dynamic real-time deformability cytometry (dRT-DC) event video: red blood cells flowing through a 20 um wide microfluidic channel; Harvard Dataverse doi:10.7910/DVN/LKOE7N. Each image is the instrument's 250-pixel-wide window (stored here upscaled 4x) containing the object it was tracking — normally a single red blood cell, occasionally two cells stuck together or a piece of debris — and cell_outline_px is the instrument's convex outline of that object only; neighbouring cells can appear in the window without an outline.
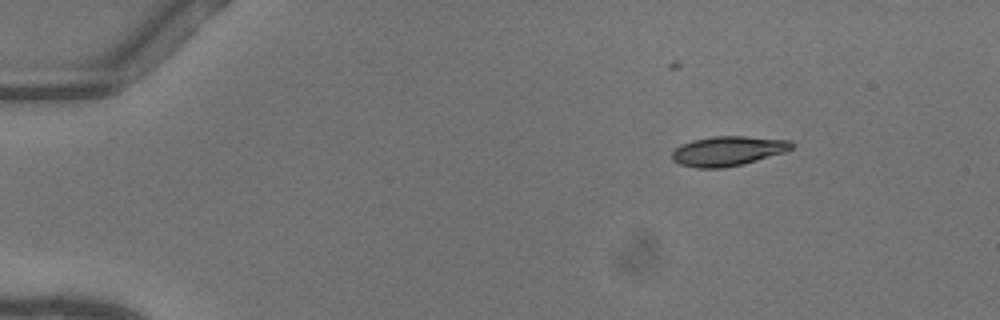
{"species": "common noctule bat (a hibernating species)", "species_latin": "Nyctalus noctula", "temperature_condition": "warm", "stored_images_in_passage": 45, "camera_frame_rate_fps": 3000, "um_per_image_px": 0.085, "animal": {"sex": "female"}, "frame": {"image": 1, "passage_image": 1, "time_ms": 0.0, "image_size_px": [1000, 320], "cell_outline_px": [[792, 148], [784, 152], [756, 160], [740, 164], [720, 168], [696, 168], [680, 164], [672, 160], [672, 152], [676, 148], [692, 140], [712, 136], [744, 136], [792, 140]], "centroid_in_image_um": [61.85, 12.82], "position_along_channel_um": 23.1, "area_um2": 20.4}}
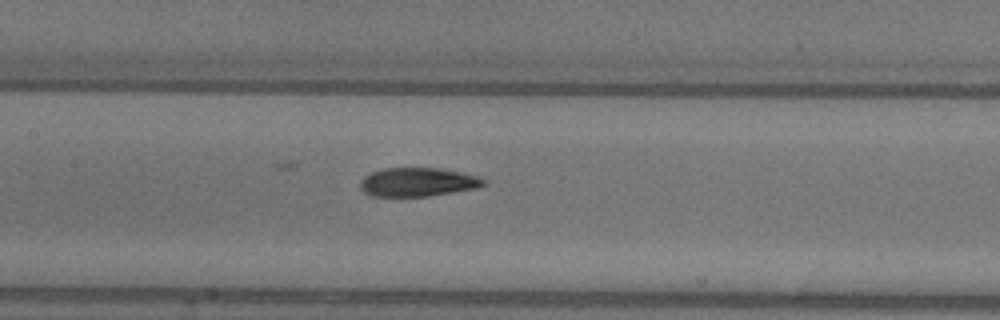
{"frame": {"image": 2, "passage_image": 19, "time_ms": 6.0, "image_size_px": [1000, 320], "cell_outline_px": [[484, 184], [476, 188], [428, 196], [372, 196], [364, 192], [360, 188], [360, 180], [364, 176], [372, 172], [384, 168], [440, 168], [460, 172], [476, 176], [484, 180]], "centroid_in_image_um": [35.45, 15.47], "position_along_channel_um": 171.9, "area_um2": 20.46}}
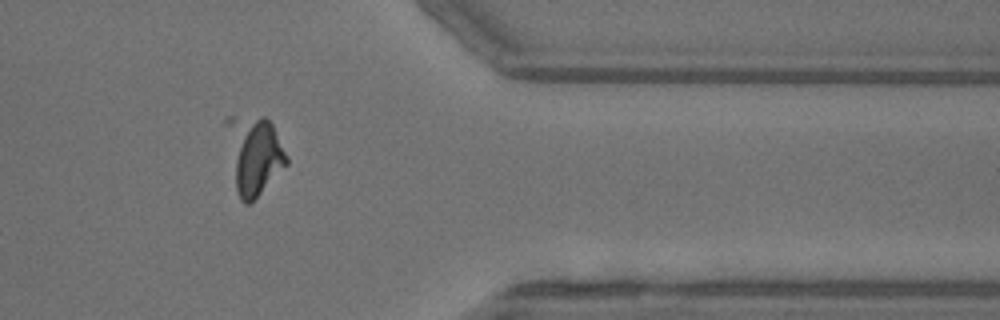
{"frame": {"image": 3, "passage_image": 36, "time_ms": 11.667, "image_size_px": [1000, 320], "cell_outline_px": [[288, 164], [248, 204], [244, 204], [240, 200], [236, 192], [224, 124], [224, 120], [228, 116], [264, 116], [272, 124], [288, 156]], "centroid_in_image_um": [21.56, 13.11], "position_along_channel_um": 389.8, "area_um2": 27.57}, "authors_computed_cell_mechanics": {"area_um2": 21.1548, "velocity_mm_per_s": 4.113, "shape_relaxation_time_tau1_ms": 4.3152, "shape_relaxation_time_tau2_ms": 1.6266, "deformation_change_tau1": 0.1811, "deformation_change_tau2": 0.0822}}